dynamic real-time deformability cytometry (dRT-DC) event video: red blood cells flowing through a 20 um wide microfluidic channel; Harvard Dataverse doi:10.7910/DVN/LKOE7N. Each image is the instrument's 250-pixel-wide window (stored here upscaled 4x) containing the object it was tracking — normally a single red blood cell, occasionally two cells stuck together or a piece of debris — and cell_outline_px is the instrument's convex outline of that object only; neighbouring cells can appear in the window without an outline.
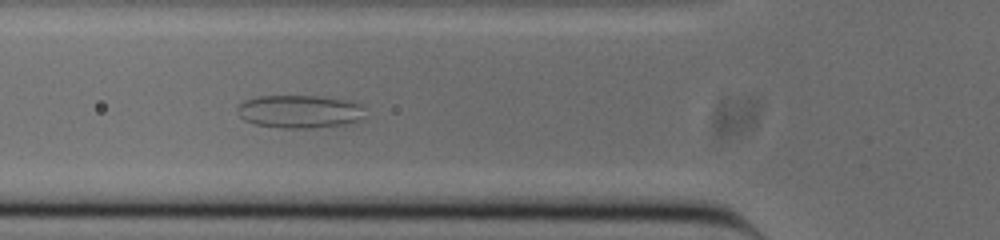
{"species": "common noctule bat (a hibernating species)", "species_latin": "Nyctalus noctula", "temperature_condition": "cold", "stored_images_in_passage": 53, "camera_frame_rate_fps": 3000, "um_per_image_px": 0.085, "animal": {"sex": "male", "body_mass_g": 20.0, "forearm_length_mm": 53.3}, "frame": {"image": 1, "passage_image": 18, "time_ms": 5.667, "image_size_px": [1000, 240], "cell_outline_px": [[364, 108], [356, 120], [344, 124], [308, 128], [280, 128], [256, 124], [244, 120], [236, 112], [236, 108], [244, 100], [256, 96], [316, 96], [352, 100], [360, 104]], "centroid_in_image_um": [25.39, 9.46], "position_along_channel_um": 100.4, "area_um2": 24.39}}
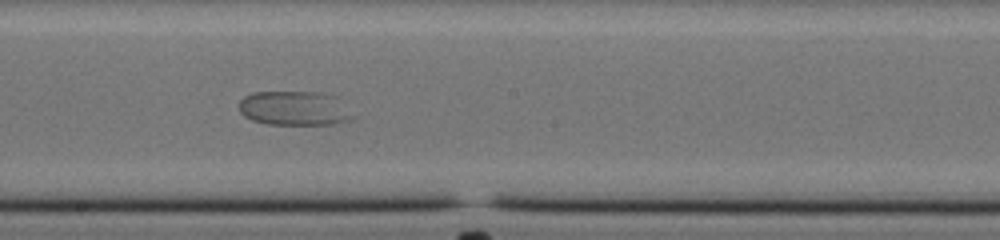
{"frame": {"image": 2, "passage_image": 28, "time_ms": 9.0, "image_size_px": [1000, 240], "cell_outline_px": [[356, 116], [348, 120], [332, 124], [268, 124], [252, 120], [244, 116], [240, 112], [240, 100], [244, 96], [252, 92], [320, 92], [336, 96]], "centroid_in_image_um": [25.03, 9.2], "position_along_channel_um": 223.2, "area_um2": 22.83}}
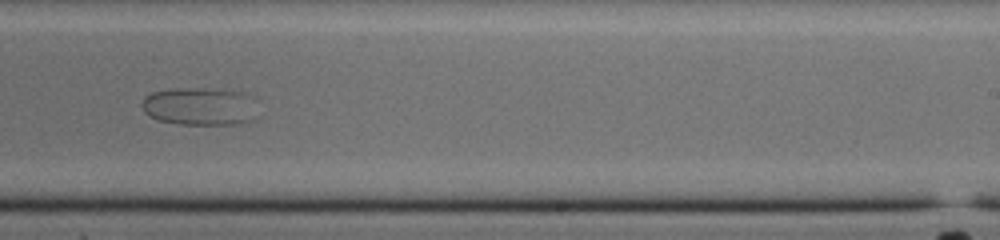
{"frame": {"image": 3, "passage_image": 32, "time_ms": 10.333, "image_size_px": [1000, 240], "cell_outline_px": [[260, 116], [252, 120], [240, 124], [180, 124], [160, 120], [148, 116], [144, 112], [140, 104], [144, 96], [152, 92], [172, 88], [196, 88], [240, 92], [244, 96]], "centroid_in_image_um": [16.88, 9.06], "position_along_channel_um": 272.1, "area_um2": 25.26}}